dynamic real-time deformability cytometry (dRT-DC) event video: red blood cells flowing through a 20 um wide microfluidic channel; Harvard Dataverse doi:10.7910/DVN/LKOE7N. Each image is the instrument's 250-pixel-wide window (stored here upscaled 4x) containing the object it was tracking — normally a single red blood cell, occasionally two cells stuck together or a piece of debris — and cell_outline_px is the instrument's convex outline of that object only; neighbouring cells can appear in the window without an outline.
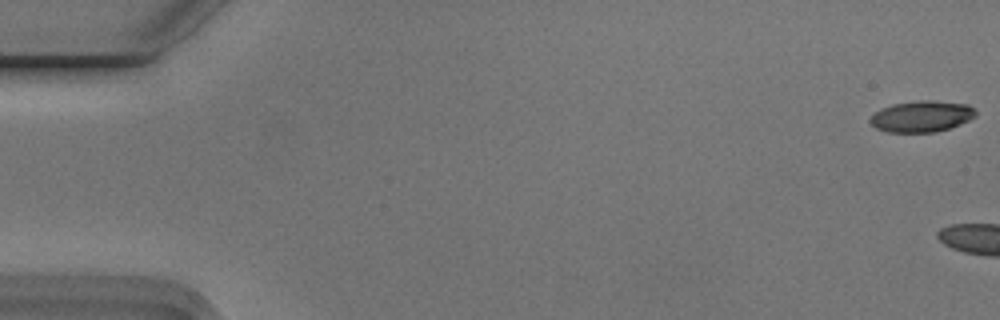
{"species": "Egyptian fruit bat (a non-hibernating species)", "species_latin": "Rousettus aegyptiacus", "temperature_condition": "cold", "stored_images_in_passage": 4, "camera_frame_rate_fps": 3000, "um_per_image_px": 0.085, "animal": {"sex": "male"}, "frame": {"image": 1, "passage_image": 1, "time_ms": 0.0, "image_size_px": [1000, 320], "cell_outline_px": [[976, 116], [960, 124], [936, 132], [888, 132], [876, 128], [868, 120], [880, 108], [892, 104], [916, 100], [932, 100], [968, 104], [976, 112]], "centroid_in_image_um": [78.32, 9.88], "position_along_channel_um": 6.7, "area_um2": 19.19}}